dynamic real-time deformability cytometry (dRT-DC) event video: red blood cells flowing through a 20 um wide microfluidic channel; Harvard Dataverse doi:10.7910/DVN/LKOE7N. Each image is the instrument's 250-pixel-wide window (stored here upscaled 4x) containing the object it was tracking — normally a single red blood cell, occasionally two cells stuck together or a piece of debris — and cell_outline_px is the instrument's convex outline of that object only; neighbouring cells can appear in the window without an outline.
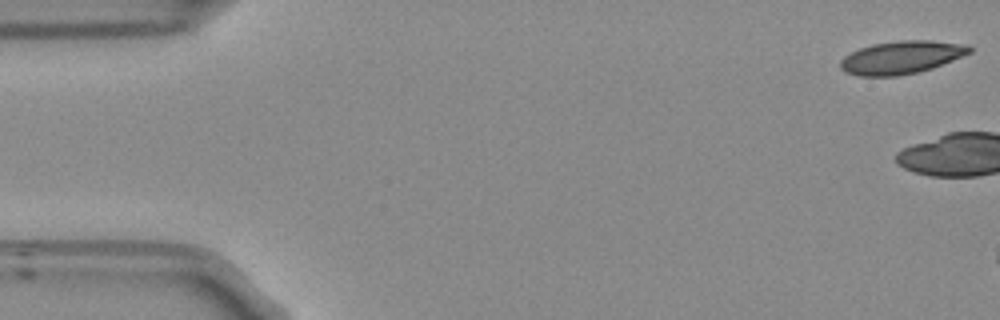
{"species": "Egyptian fruit bat (a non-hibernating species)", "species_latin": "Rousettus aegyptiacus", "temperature_condition": "room temperature", "stored_images_in_passage": 5, "camera_frame_rate_fps": 3000, "um_per_image_px": 0.085, "frame": {"image": 1, "passage_image": 1, "time_ms": 0.0, "image_size_px": [1000, 320], "cell_outline_px": [[972, 52], [932, 68], [916, 72], [896, 76], [860, 76], [844, 72], [840, 68], [840, 60], [844, 56], [860, 48], [872, 44], [900, 40], [932, 40], [968, 44], [972, 48]], "centroid_in_image_um": [76.62, 4.87], "position_along_channel_um": 8.4, "area_um2": 24.8}}